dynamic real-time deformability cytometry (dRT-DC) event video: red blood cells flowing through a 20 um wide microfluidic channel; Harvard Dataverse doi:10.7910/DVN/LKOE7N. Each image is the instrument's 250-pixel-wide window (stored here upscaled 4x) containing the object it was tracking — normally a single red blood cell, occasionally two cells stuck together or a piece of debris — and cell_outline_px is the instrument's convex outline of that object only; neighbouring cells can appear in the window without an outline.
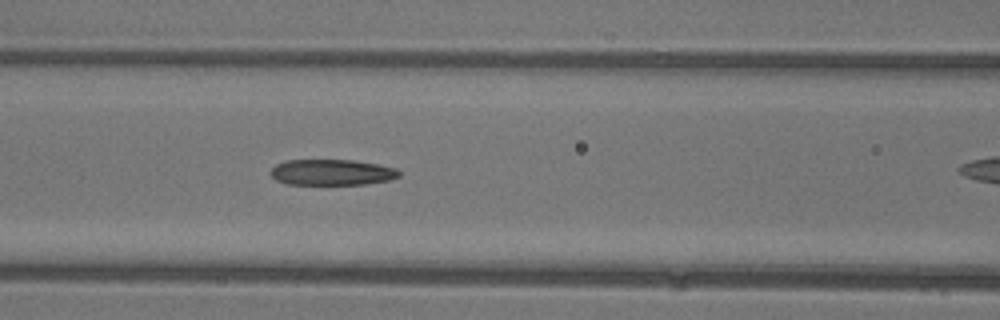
{"species": "common noctule bat (a hibernating species)", "species_latin": "Nyctalus noctula", "temperature_condition": "warm", "stored_images_in_passage": 20, "camera_frame_rate_fps": 3000, "um_per_image_px": 0.085, "animal": {"sex": "female"}, "frame": {"image": 1, "passage_image": 20, "time_ms": 6.333, "image_size_px": [1000, 320], "cell_outline_px": [[400, 176], [392, 180], [364, 184], [288, 184], [276, 180], [268, 172], [276, 164], [284, 160], [356, 160], [380, 164], [396, 168], [400, 172]], "centroid_in_image_um": [28.23, 14.64], "position_along_channel_um": 138.4, "area_um2": 19.59}}